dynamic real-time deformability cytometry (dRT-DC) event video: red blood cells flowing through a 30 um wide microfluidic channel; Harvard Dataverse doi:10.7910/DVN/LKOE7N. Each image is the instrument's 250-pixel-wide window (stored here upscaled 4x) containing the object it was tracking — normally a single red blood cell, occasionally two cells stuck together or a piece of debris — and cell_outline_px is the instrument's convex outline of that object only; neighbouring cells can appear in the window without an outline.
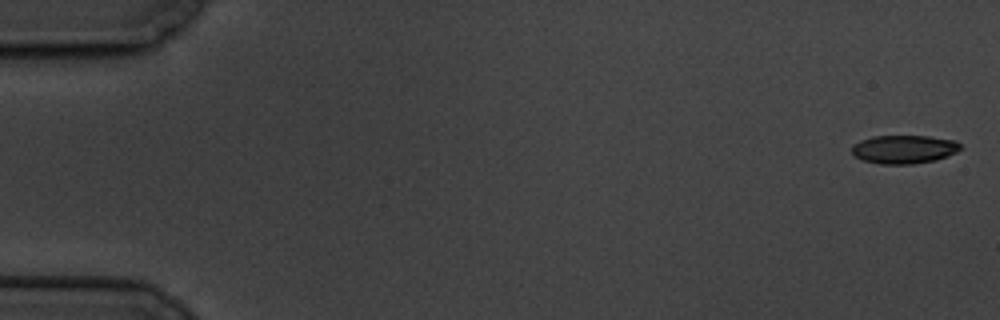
{"species": "common noctule bat (a hibernating species)", "species_latin": "Nyctalus noctula", "temperature_condition": "cold", "stored_images_in_passage": 6, "camera_frame_rate_fps": 3000, "um_per_image_px": 0.085, "animal": {"sex": "male", "body_mass_g": 19.5, "forearm_length_mm": 54.6}, "frame": {"image": 1, "passage_image": 1, "time_ms": 0.0, "image_size_px": [1000, 320], "cell_outline_px": [[964, 148], [948, 156], [936, 160], [912, 164], [880, 164], [864, 160], [856, 156], [852, 152], [852, 144], [860, 140], [872, 136], [928, 136], [956, 140]], "centroid_in_image_um": [76.87, 12.68], "position_along_channel_um": 8.1, "area_um2": 18.15}}
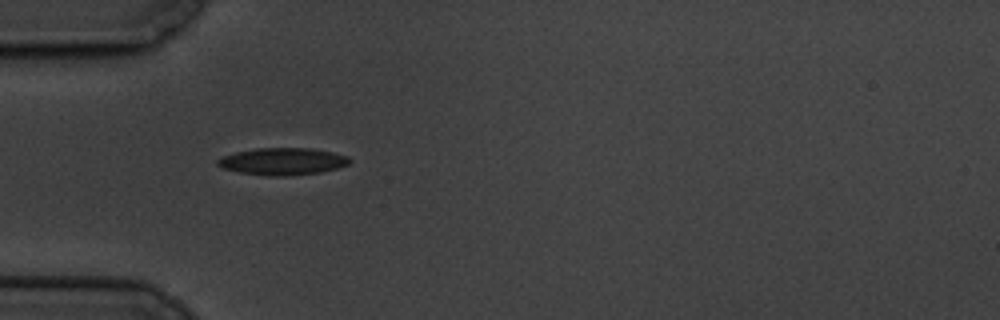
{"frame": {"image": 2, "passage_image": 5, "time_ms": 5.667, "image_size_px": [1000, 320], "cell_outline_px": [[352, 160], [348, 164], [336, 168], [320, 172], [288, 176], [268, 176], [240, 172], [224, 168], [216, 164], [216, 160], [224, 156], [236, 152], [256, 148], [312, 148], [332, 152], [348, 156]], "centroid_in_image_um": [24.04, 13.71], "position_along_channel_um": 61.0, "area_um2": 20.75}}
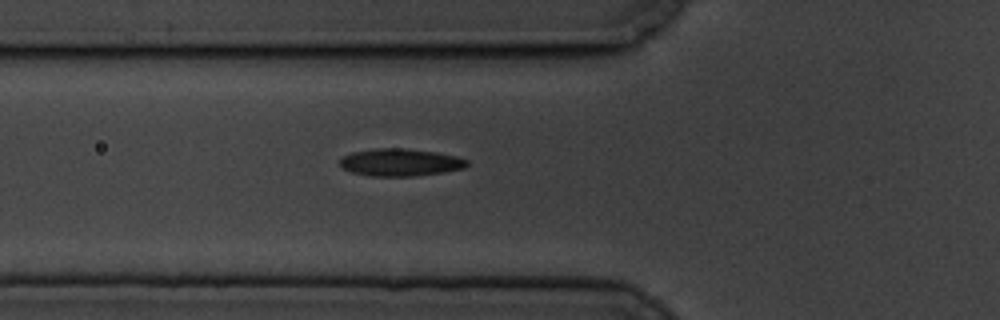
{"frame": {"image": 3, "passage_image": 6, "time_ms": 6.667, "image_size_px": [1000, 320], "cell_outline_px": [[468, 164], [464, 168], [444, 172], [416, 176], [372, 176], [352, 172], [344, 168], [340, 164], [340, 160], [344, 156], [352, 152], [376, 148], [404, 148], [436, 152], [456, 156], [468, 160]], "centroid_in_image_um": [34.05, 13.8], "position_along_channel_um": 91.8, "area_um2": 20.23}}